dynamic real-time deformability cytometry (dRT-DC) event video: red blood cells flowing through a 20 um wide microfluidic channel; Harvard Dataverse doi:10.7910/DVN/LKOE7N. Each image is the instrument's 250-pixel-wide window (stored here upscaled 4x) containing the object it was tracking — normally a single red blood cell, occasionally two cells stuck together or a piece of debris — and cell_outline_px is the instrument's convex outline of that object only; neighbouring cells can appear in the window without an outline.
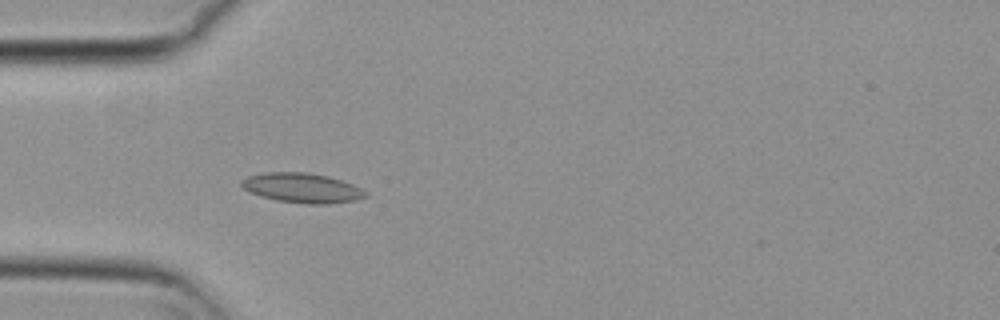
{"species": "common noctule bat (a hibernating species)", "species_latin": "Nyctalus noctula", "temperature_condition": "cold", "stored_images_in_passage": 49, "camera_frame_rate_fps": 3000, "um_per_image_px": 0.085, "animal": {"sex": "female", "body_mass_g": 29.2, "forearm_length_mm": 56.3}, "frame": {"image": 1, "passage_image": 10, "time_ms": 3.0, "image_size_px": [1000, 320], "cell_outline_px": [[368, 196], [356, 200], [328, 204], [304, 204], [276, 200], [260, 196], [248, 192], [240, 184], [240, 180], [248, 176], [264, 172], [308, 172], [328, 176], [352, 184], [368, 192]], "centroid_in_image_um": [25.66, 15.97], "position_along_channel_um": 59.3, "area_um2": 21.68}}
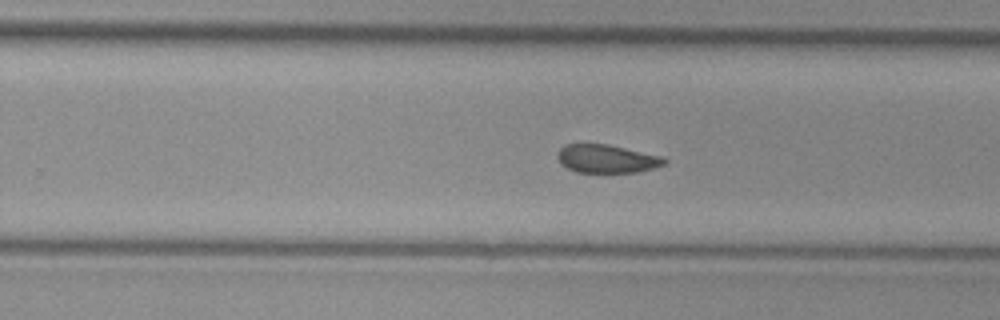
{"frame": {"image": 2, "passage_image": 28, "time_ms": 9.0, "image_size_px": [1000, 320], "cell_outline_px": [[668, 160], [664, 164], [640, 172], [576, 172], [560, 164], [556, 156], [560, 148], [564, 144], [608, 144], [660, 156]], "centroid_in_image_um": [51.53, 13.49], "position_along_channel_um": 278.3, "area_um2": 17.51}}
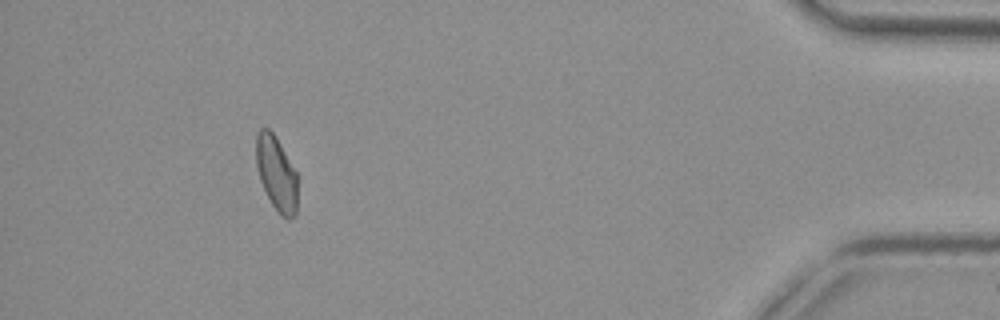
{"frame": {"image": 3, "passage_image": 44, "time_ms": 14.333, "image_size_px": [1000, 320], "cell_outline_px": [[296, 216], [288, 220], [280, 216], [272, 204], [260, 180], [256, 164], [256, 132], [260, 128], [268, 128], [276, 136], [296, 172]], "centroid_in_image_um": [23.48, 14.74], "position_along_channel_um": 411.7, "area_um2": 17.92}, "authors_computed_cell_mechanics": {"area_um2": 18.9584, "velocity_mm_per_s": 3.7096, "shape_relaxation_time_tau1_ms": null, "shape_relaxation_time_tau2_ms": 3.272, "deformation_change_tau1": null, "deformation_change_tau2": 0.0615}}